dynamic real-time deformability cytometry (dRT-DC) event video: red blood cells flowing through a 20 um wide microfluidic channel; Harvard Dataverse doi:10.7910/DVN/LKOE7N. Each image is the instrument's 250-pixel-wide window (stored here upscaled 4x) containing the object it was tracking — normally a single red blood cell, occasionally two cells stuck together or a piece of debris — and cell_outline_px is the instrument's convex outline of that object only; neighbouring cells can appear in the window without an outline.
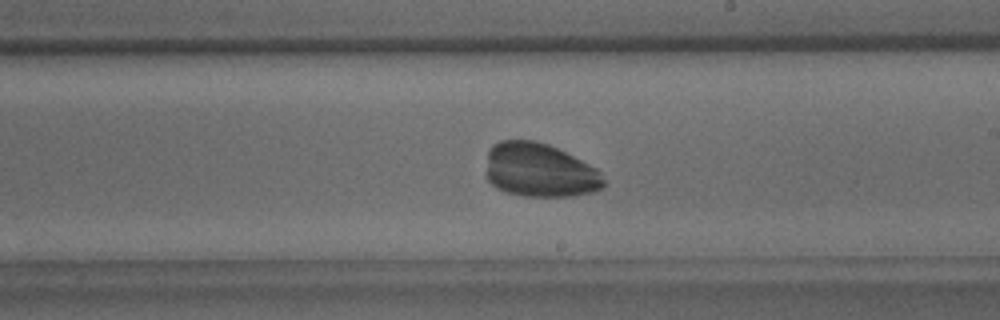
{"species": "common noctule bat (a hibernating species)", "species_latin": "Nyctalus noctula", "temperature_condition": "warm", "stored_images_in_passage": 39, "camera_frame_rate_fps": 3000, "um_per_image_px": 0.085, "animal": {"sex": "male", "body_mass_g": 15.6}, "frame": {"image": 1, "passage_image": 22, "time_ms": 7.0, "image_size_px": [1000, 320], "cell_outline_px": [[604, 184], [600, 188], [592, 192], [572, 196], [524, 196], [508, 192], [496, 188], [488, 180], [484, 172], [488, 148], [492, 144], [500, 140], [536, 140], [548, 144], [596, 168], [600, 172], [604, 180]], "centroid_in_image_um": [45.79, 14.46], "position_along_channel_um": 243.2, "area_um2": 37.11}}